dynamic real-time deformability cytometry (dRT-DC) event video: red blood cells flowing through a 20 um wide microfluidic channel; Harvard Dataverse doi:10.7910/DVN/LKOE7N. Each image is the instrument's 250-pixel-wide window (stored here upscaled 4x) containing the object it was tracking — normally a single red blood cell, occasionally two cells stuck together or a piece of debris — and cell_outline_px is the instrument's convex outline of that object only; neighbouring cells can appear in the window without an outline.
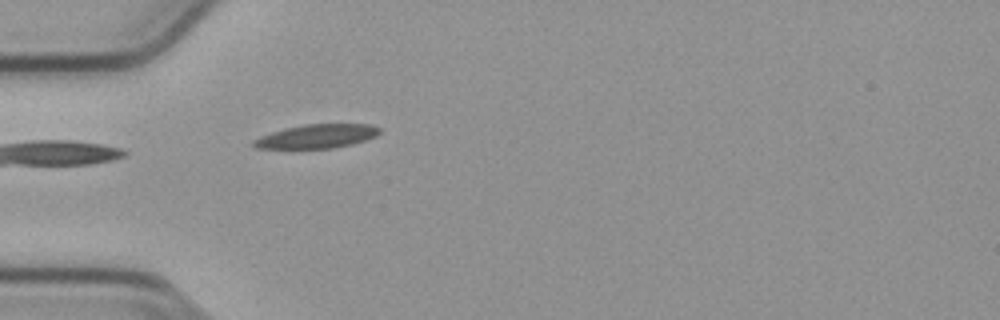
{"species": "common noctule bat (a hibernating species)", "species_latin": "Nyctalus noctula", "temperature_condition": "cold", "stored_images_in_passage": 5, "camera_frame_rate_fps": 3000, "um_per_image_px": 0.085, "animal": {"sex": "male", "body_mass_g": 23.1, "forearm_length_mm": 52.7}, "frame": {"image": 1, "passage_image": 2, "time_ms": 0.333, "image_size_px": [1000, 320], "cell_outline_px": [[380, 132], [376, 136], [352, 144], [332, 148], [256, 148], [252, 144], [252, 140], [260, 136], [284, 128], [304, 124], [372, 124], [380, 128]], "centroid_in_image_um": [26.93, 11.57], "position_along_channel_um": 58.1, "area_um2": 17.46}}